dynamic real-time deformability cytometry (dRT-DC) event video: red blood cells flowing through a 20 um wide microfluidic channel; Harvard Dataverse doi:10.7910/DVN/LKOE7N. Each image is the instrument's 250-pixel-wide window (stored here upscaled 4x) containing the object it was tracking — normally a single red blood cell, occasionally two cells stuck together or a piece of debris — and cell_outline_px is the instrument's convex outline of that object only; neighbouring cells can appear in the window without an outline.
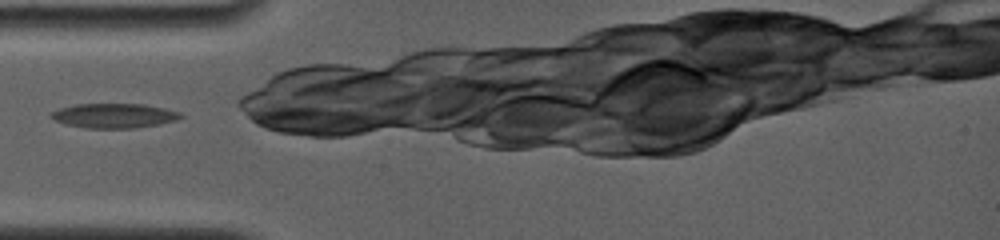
{"species": "common noctule bat (a hibernating species)", "species_latin": "Nyctalus noctula", "temperature_condition": "room temperature", "stored_images_in_passage": 12, "camera_frame_rate_fps": 4000, "um_per_image_px": 0.085, "animal": {"sex": "female", "body_mass_g": 19.0, "forearm_length_mm": 56.7}, "frame": {"image": 1, "passage_image": 1, "time_ms": 0.0, "image_size_px": [1000, 240], "cell_outline_px": [[184, 116], [176, 120], [160, 124], [132, 128], [84, 128], [64, 124], [56, 120], [52, 116], [52, 112], [60, 108], [76, 104], [144, 104], [164, 108], [180, 112]], "centroid_in_image_um": [9.72, 9.83], "position_along_channel_um": 75.3, "area_um2": 18.44}}
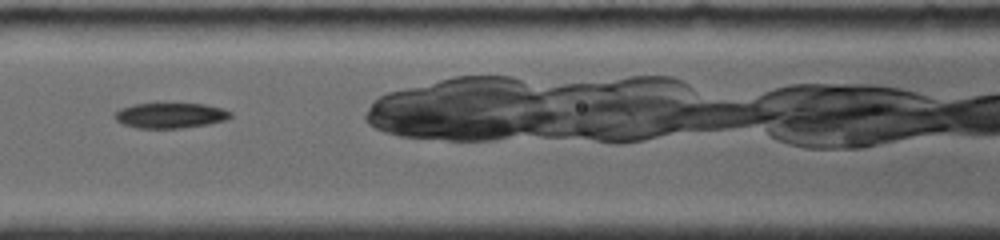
{"frame": {"image": 2, "passage_image": 3, "time_ms": 2.0, "image_size_px": [1000, 240], "cell_outline_px": [[232, 116], [224, 120], [208, 124], [180, 128], [136, 128], [124, 124], [116, 120], [116, 112], [120, 108], [136, 104], [204, 104], [224, 108], [232, 112]], "centroid_in_image_um": [14.51, 9.81], "position_along_channel_um": 152.1, "area_um2": 16.88}}
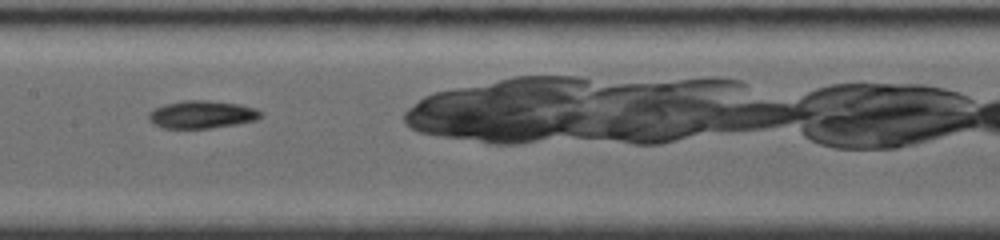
{"frame": {"image": 3, "passage_image": 4, "time_ms": 3.0, "image_size_px": [1000, 240], "cell_outline_px": [[260, 116], [256, 120], [236, 124], [208, 128], [164, 128], [148, 120], [148, 112], [164, 104], [184, 100], [208, 100], [240, 104], [252, 108], [260, 112]], "centroid_in_image_um": [17.11, 9.72], "position_along_channel_um": 190.3, "area_um2": 17.86}}